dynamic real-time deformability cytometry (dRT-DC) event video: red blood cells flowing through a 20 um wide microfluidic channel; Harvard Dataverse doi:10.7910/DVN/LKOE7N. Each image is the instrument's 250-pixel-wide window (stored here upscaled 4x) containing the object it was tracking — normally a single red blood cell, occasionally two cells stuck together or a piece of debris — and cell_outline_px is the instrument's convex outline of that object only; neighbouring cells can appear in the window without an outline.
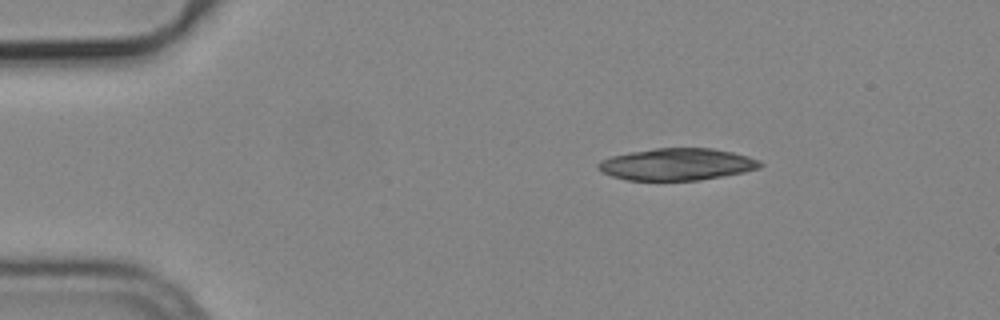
{"species": "common noctule bat (a hibernating species)", "species_latin": "Nyctalus noctula", "temperature_condition": "cold", "stored_images_in_passage": 45, "camera_frame_rate_fps": 3000, "um_per_image_px": 0.085, "animal": {"sex": "male", "body_mass_g": 19.2, "forearm_length_mm": 51.8}, "frame": {"image": 1, "passage_image": 1, "time_ms": 0.0, "image_size_px": [1000, 320], "cell_outline_px": [[764, 164], [760, 168], [744, 172], [724, 176], [700, 180], [628, 180], [612, 176], [600, 172], [596, 168], [596, 164], [600, 160], [612, 156], [632, 152], [656, 148], [712, 148], [732, 152], [748, 156], [760, 160]], "centroid_in_image_um": [57.55, 13.97], "position_along_channel_um": 27.5, "area_um2": 30.29}}
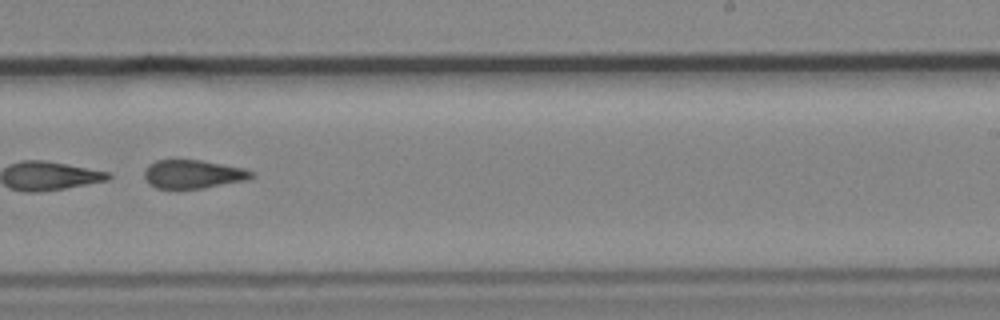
{"frame": {"image": 2, "passage_image": 26, "time_ms": 8.333, "image_size_px": [1000, 320], "cell_outline_px": [[256, 176], [248, 180], [204, 188], [156, 188], [148, 184], [144, 176], [144, 172], [148, 164], [156, 160], [200, 160], [244, 168], [256, 172]], "centroid_in_image_um": [16.45, 14.8], "position_along_channel_um": 272.6, "area_um2": 17.98}, "authors_computed_cell_mechanics": {"area_um2": 19.074, "velocity_mm_per_s": 3.7878, "shape_relaxation_time_tau1_ms": null, "shape_relaxation_time_tau2_ms": 3.2162, "deformation_change_tau1": null, "deformation_change_tau2": 0.1131}}